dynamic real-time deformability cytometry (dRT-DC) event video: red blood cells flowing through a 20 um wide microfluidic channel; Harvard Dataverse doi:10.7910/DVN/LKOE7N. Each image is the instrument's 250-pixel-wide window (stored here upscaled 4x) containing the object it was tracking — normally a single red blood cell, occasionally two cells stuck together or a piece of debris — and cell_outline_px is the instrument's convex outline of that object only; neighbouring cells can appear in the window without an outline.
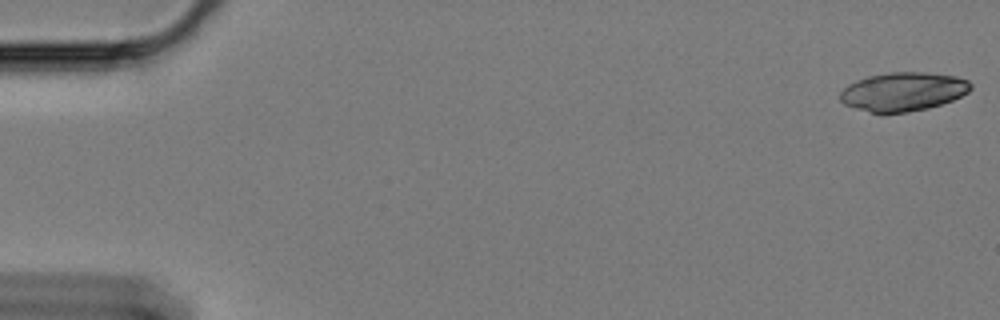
{"species": "Egyptian fruit bat (a non-hibernating species)", "species_latin": "Rousettus aegyptiacus", "temperature_condition": "cold", "stored_images_in_passage": 59, "camera_frame_rate_fps": 3000, "um_per_image_px": 0.085, "animal": {"sex": "female"}, "frame": {"image": 1, "passage_image": 1, "time_ms": 0.0, "image_size_px": [1000, 320], "cell_outline_px": [[972, 88], [968, 92], [952, 100], [928, 108], [908, 112], [872, 112], [856, 108], [844, 104], [840, 100], [840, 92], [848, 84], [856, 80], [868, 76], [888, 72], [928, 72], [956, 76], [968, 80], [972, 84]], "centroid_in_image_um": [76.78, 7.77], "position_along_channel_um": 8.2, "area_um2": 29.42}}
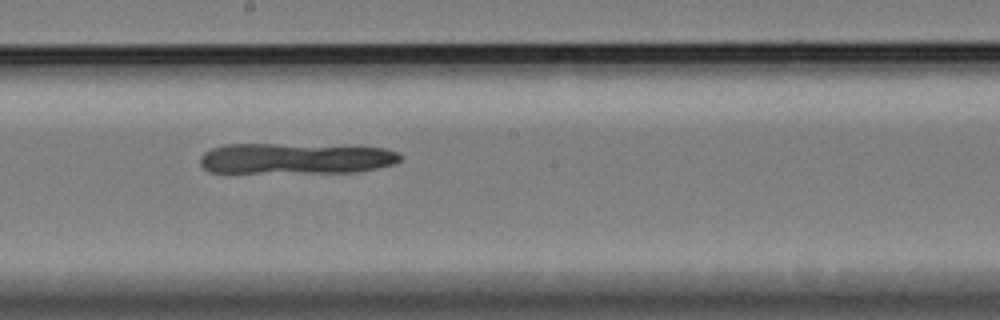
{"frame": {"image": 2, "passage_image": 33, "time_ms": 10.667, "image_size_px": [1000, 320], "cell_outline_px": [[400, 160], [396, 164], [356, 172], [208, 172], [200, 164], [200, 156], [204, 152], [212, 148], [224, 144], [356, 144], [384, 148], [400, 152]], "centroid_in_image_um": [25.22, 13.44], "position_along_channel_um": 223.0, "area_um2": 36.88}}
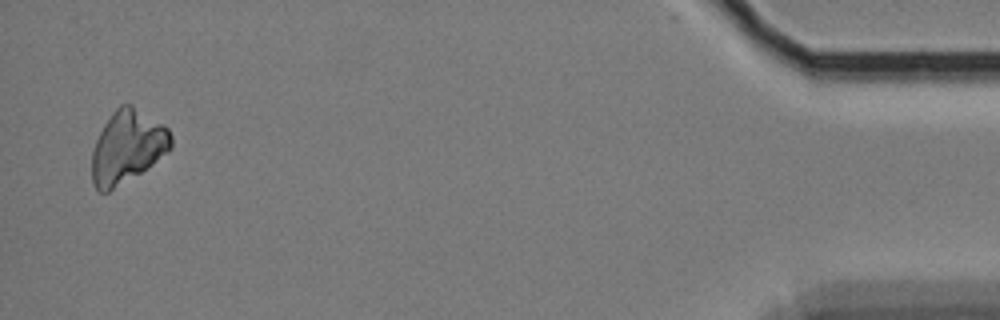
{"frame": {"image": 3, "passage_image": 58, "time_ms": 19.0, "image_size_px": [1000, 320], "cell_outline_px": [[172, 148], [168, 152], [152, 164], [140, 172], [108, 192], [100, 192], [96, 188], [92, 180], [92, 152], [96, 140], [104, 124], [112, 112], [120, 104], [132, 104], [164, 124], [168, 128], [172, 136]], "centroid_in_image_um": [10.84, 12.45], "position_along_channel_um": 424.4, "area_um2": 33.41}}